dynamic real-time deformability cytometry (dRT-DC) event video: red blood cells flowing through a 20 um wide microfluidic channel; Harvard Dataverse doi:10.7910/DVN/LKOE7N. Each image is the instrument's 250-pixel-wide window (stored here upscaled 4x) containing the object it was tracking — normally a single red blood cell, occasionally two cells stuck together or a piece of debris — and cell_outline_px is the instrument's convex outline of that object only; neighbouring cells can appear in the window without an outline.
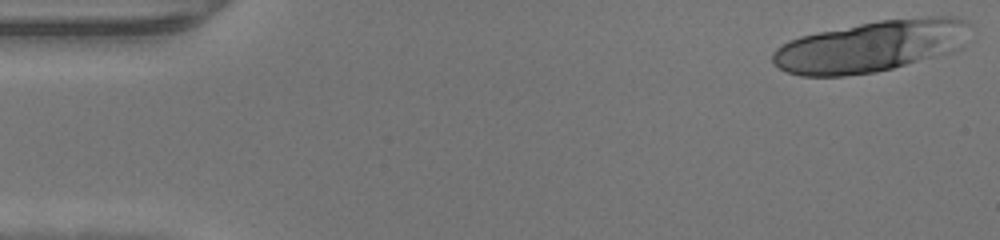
{"species": "human", "species_latin": "Homo sapiens", "temperature_condition": "warm", "stored_images_in_passage": 47, "segment_of_instrument_passage": [1, 2], "camera_frame_rate_fps": 3000, "um_per_image_px": 0.085, "donor": {"sex": "male"}, "frame": {"image": 1, "passage_image": 1, "time_ms": 0.0, "image_size_px": [1000, 240], "cell_outline_px": [[972, 24], [964, 44], [960, 48], [952, 52], [892, 68], [876, 72], [844, 76], [800, 76], [788, 72], [772, 64], [772, 52], [776, 48], [788, 40], [800, 36], [816, 32], [880, 20], [924, 16], [952, 16], [968, 20]], "centroid_in_image_um": [74.06, 3.92], "position_along_channel_um": 10.9, "area_um2": 59.65}}
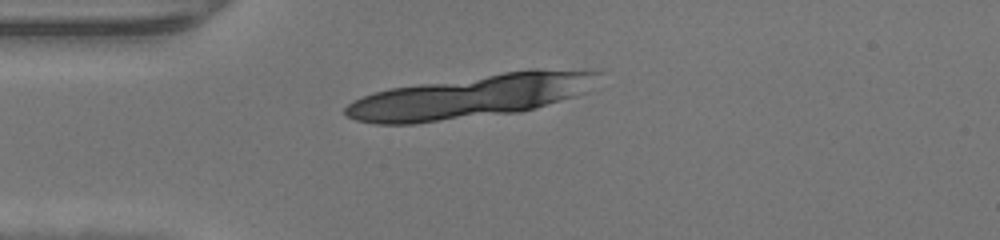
{"frame": {"image": 2, "passage_image": 11, "time_ms": 3.333, "image_size_px": [1000, 240], "cell_outline_px": [[604, 72], [588, 92], [536, 108], [520, 112], [416, 124], [376, 124], [356, 120], [348, 116], [344, 112], [344, 108], [352, 100], [376, 92], [392, 88], [532, 68], [536, 68]], "centroid_in_image_um": [40.07, 8.21], "position_along_channel_um": 44.9, "area_um2": 63.7}}